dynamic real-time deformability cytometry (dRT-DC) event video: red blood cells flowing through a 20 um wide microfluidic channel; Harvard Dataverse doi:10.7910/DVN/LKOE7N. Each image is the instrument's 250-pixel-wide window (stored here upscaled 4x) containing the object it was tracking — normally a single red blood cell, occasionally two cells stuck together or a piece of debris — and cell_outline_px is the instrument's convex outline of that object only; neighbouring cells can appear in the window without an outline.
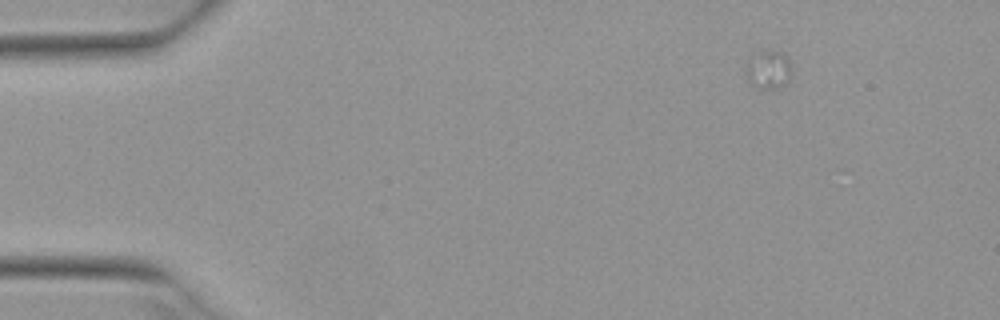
{"species": "Egyptian fruit bat (a non-hibernating species)", "species_latin": "Rousettus aegyptiacus", "temperature_condition": "warm", "stored_images_in_passage": 4, "camera_frame_rate_fps": 3000, "um_per_image_px": 0.085, "animal": {"sex": "female"}, "frame": {"image": 1, "passage_image": 1, "time_ms": 0.0, "image_size_px": [1000, 320], "cell_outline_px": [[792, 72], [788, 80], [772, 88], [760, 88], [752, 84], [748, 80], [744, 72], [744, 68], [752, 52], [772, 48], [788, 56]], "centroid_in_image_um": [65.26, 5.82], "position_along_channel_um": 19.7, "area_um2": 10.52}}